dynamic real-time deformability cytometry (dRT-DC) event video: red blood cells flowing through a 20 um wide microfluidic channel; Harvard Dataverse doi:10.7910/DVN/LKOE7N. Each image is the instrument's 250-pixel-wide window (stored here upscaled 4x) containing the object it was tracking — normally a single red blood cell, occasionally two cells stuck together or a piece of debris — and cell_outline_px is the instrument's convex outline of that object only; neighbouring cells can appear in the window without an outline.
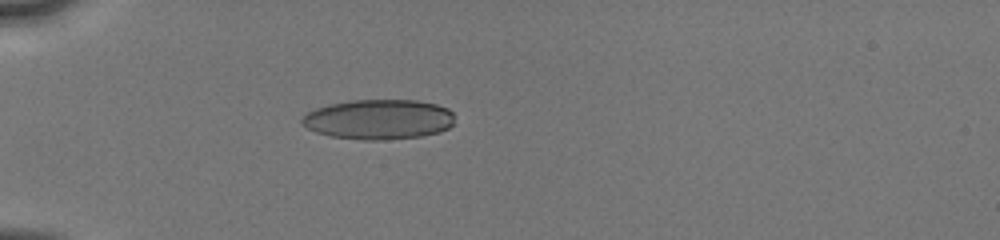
{"species": "human", "species_latin": "Homo sapiens", "temperature_condition": "cold", "stored_images_in_passage": 15, "camera_frame_rate_fps": 3000, "um_per_image_px": 0.085, "donor": {"sex": "male"}, "frame": {"image": 1, "passage_image": 11, "time_ms": 5.333, "image_size_px": [1000, 240], "cell_outline_px": [[452, 124], [448, 128], [440, 132], [420, 136], [384, 140], [364, 140], [332, 136], [316, 132], [300, 124], [300, 120], [308, 112], [316, 108], [348, 100], [416, 100], [436, 104], [448, 108], [452, 112]], "centroid_in_image_um": [32.18, 10.14], "position_along_channel_um": 52.8, "area_um2": 35.49}}
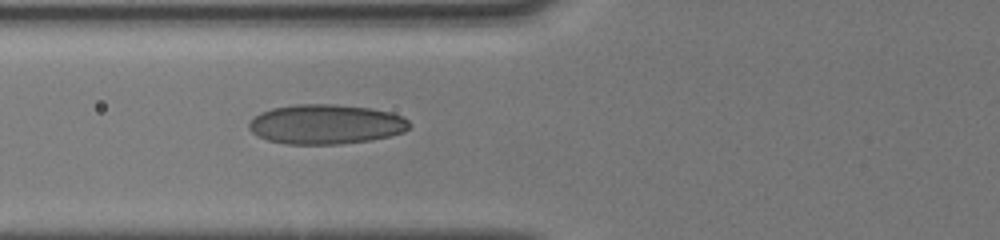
{"frame": {"image": 2, "passage_image": 15, "time_ms": 7.0, "image_size_px": [1000, 240], "cell_outline_px": [[412, 124], [404, 132], [372, 140], [340, 144], [288, 144], [268, 140], [252, 132], [248, 128], [248, 124], [252, 116], [260, 112], [272, 108], [296, 104], [336, 104], [368, 108], [392, 112], [408, 120]], "centroid_in_image_um": [27.69, 10.56], "position_along_channel_um": 98.1, "area_um2": 37.22}}